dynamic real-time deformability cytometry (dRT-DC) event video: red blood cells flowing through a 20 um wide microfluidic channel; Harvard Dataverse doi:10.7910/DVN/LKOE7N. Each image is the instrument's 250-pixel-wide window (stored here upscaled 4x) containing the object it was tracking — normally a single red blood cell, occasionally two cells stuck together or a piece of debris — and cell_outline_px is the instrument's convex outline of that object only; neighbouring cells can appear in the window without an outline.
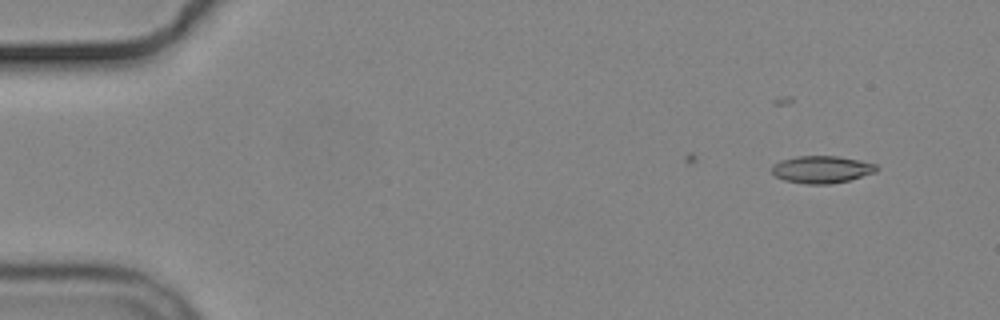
{"species": "common noctule bat (a hibernating species)", "species_latin": "Nyctalus noctula", "temperature_condition": "cold", "stored_images_in_passage": 5, "camera_frame_rate_fps": 3000, "um_per_image_px": 0.085, "animal": {"sex": "male", "body_mass_g": 19.2, "forearm_length_mm": 51.8}, "frame": {"image": 1, "passage_image": 2, "time_ms": 1.0, "image_size_px": [1000, 320], "cell_outline_px": [[880, 168], [876, 172], [848, 180], [832, 184], [808, 184], [784, 180], [776, 176], [772, 172], [772, 164], [780, 160], [796, 156], [836, 156], [860, 160], [876, 164]], "centroid_in_image_um": [69.85, 14.39], "position_along_channel_um": 15.2, "area_um2": 16.7}}
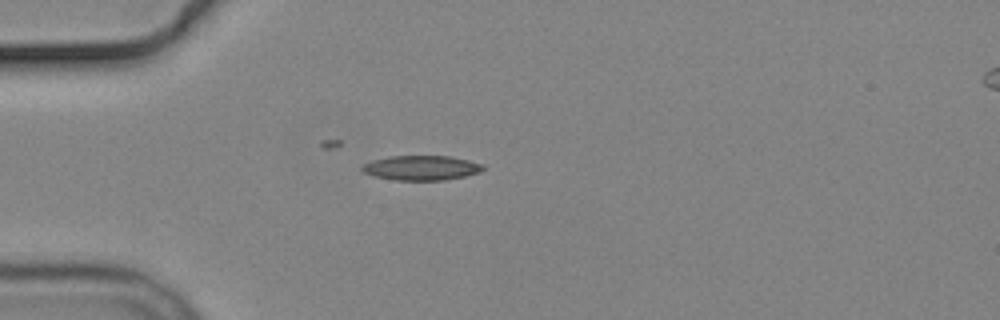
{"frame": {"image": 2, "passage_image": 5, "time_ms": 4.667, "image_size_px": [1000, 320], "cell_outline_px": [[484, 168], [480, 172], [464, 176], [444, 180], [396, 180], [376, 176], [364, 172], [360, 168], [364, 164], [372, 160], [388, 156], [448, 156], [468, 160], [484, 164]], "centroid_in_image_um": [35.82, 14.26], "position_along_channel_um": 49.2, "area_um2": 17.28}}